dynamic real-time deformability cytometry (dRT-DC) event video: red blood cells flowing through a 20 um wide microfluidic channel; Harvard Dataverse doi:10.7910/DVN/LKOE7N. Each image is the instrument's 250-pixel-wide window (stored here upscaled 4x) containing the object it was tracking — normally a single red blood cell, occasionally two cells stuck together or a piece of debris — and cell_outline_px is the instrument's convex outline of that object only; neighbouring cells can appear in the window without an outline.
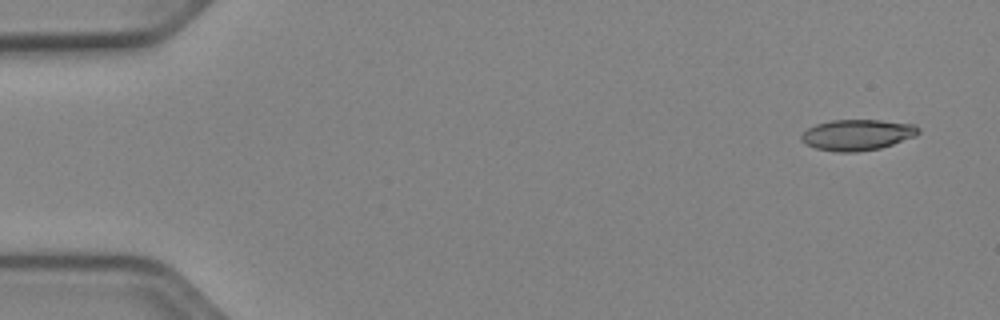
{"species": "Egyptian fruit bat (a non-hibernating species)", "species_latin": "Rousettus aegyptiacus", "temperature_condition": "cold", "stored_images_in_passage": 50, "camera_frame_rate_fps": 3000, "um_per_image_px": 0.085, "animal": {"sex": "female"}, "frame": {"image": 1, "passage_image": 1, "time_ms": 0.0, "image_size_px": [1000, 320], "cell_outline_px": [[920, 132], [916, 136], [880, 148], [856, 152], [836, 152], [816, 148], [800, 140], [800, 136], [808, 128], [816, 124], [832, 120], [880, 120], [916, 124], [920, 128]], "centroid_in_image_um": [72.9, 11.45], "position_along_channel_um": 12.1, "area_um2": 21.1}}
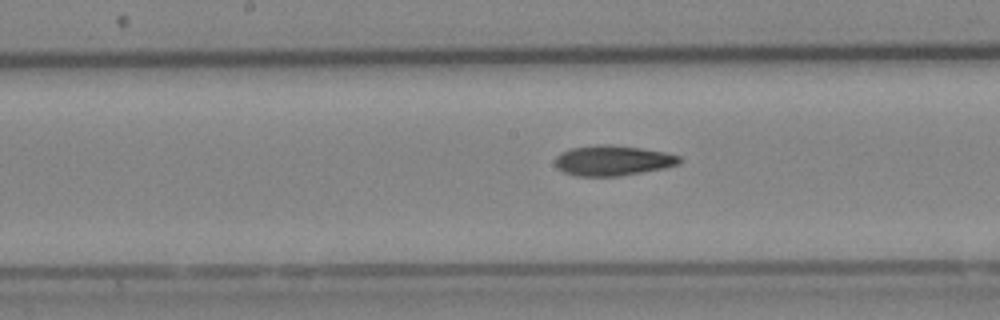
{"frame": {"image": 2, "passage_image": 25, "time_ms": 8.0, "image_size_px": [1000, 320], "cell_outline_px": [[680, 164], [664, 168], [620, 176], [576, 176], [564, 172], [556, 168], [556, 156], [560, 152], [568, 148], [596, 144], [612, 144], [640, 148], [664, 152], [680, 156]], "centroid_in_image_um": [52.04, 13.63], "position_along_channel_um": 196.2, "area_um2": 22.08}}
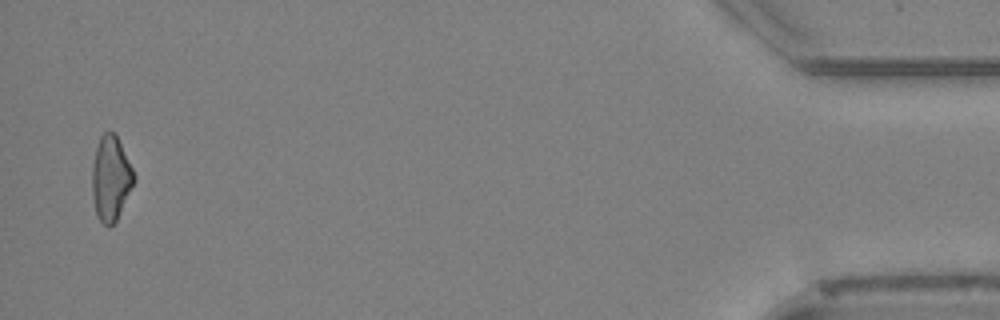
{"frame": {"image": 3, "passage_image": 49, "time_ms": 16.0, "image_size_px": [1000, 320], "cell_outline_px": [[136, 180], [116, 220], [108, 228], [100, 220], [96, 212], [92, 196], [92, 164], [96, 148], [100, 136], [104, 132], [116, 132], [136, 176]], "centroid_in_image_um": [9.42, 15.13], "position_along_channel_um": 425.8, "area_um2": 20.75}, "authors_computed_cell_mechanics": {"area_um2": 21.386, "velocity_mm_per_s": 3.9371, "shape_relaxation_time_tau1_ms": null, "shape_relaxation_time_tau2_ms": 5.872, "deformation_change_tau1": null, "deformation_change_tau2": 0.1467}}